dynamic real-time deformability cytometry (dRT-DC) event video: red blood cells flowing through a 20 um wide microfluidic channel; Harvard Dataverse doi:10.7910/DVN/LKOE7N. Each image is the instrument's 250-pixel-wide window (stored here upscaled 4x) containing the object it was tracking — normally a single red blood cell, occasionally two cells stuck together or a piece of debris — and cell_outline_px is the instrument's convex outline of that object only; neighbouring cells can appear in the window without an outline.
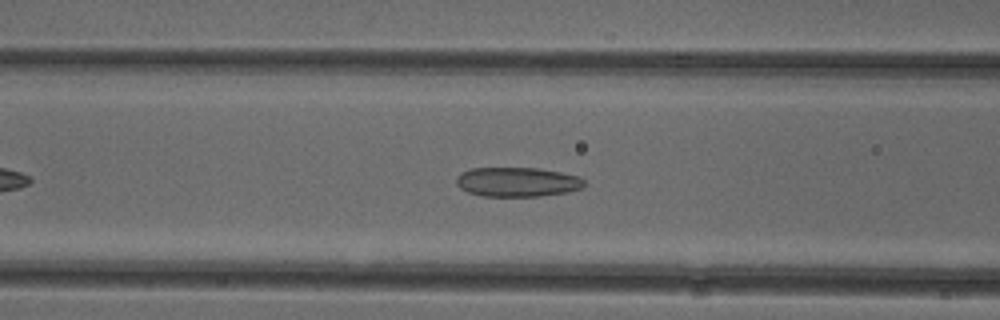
{"species": "common noctule bat (a hibernating species)", "species_latin": "Nyctalus noctula", "temperature_condition": "cold", "stored_images_in_passage": 31, "camera_frame_rate_fps": 3000, "um_per_image_px": 0.085, "animal": {"sex": "female"}, "frame": {"image": 1, "passage_image": 12, "time_ms": 3.667, "image_size_px": [1000, 320], "cell_outline_px": [[584, 184], [580, 188], [568, 192], [540, 196], [480, 196], [468, 192], [460, 188], [456, 184], [456, 176], [460, 172], [472, 168], [540, 168], [580, 176], [584, 180]], "centroid_in_image_um": [43.94, 15.46], "position_along_channel_um": 122.7, "area_um2": 22.08}}
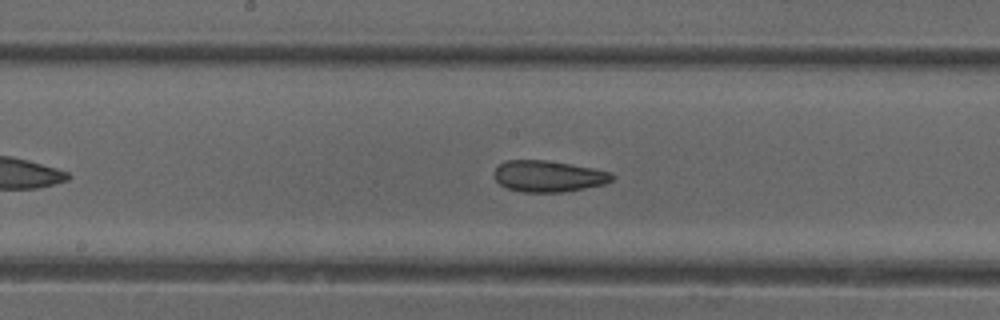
{"frame": {"image": 2, "passage_image": 18, "time_ms": 5.667, "image_size_px": [1000, 320], "cell_outline_px": [[616, 176], [612, 180], [604, 184], [584, 188], [560, 192], [524, 192], [508, 188], [500, 184], [496, 180], [492, 172], [504, 160], [544, 160], [592, 168], [612, 172]], "centroid_in_image_um": [46.6, 14.97], "position_along_channel_um": 201.6, "area_um2": 21.39}}
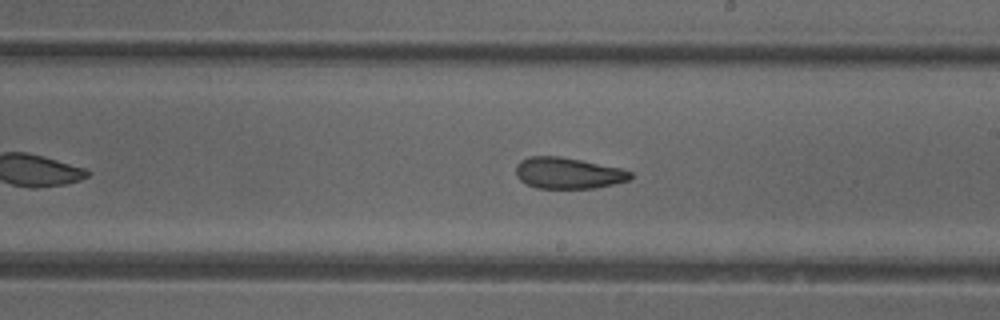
{"frame": {"image": 3, "passage_image": 21, "time_ms": 6.667, "image_size_px": [1000, 320], "cell_outline_px": [[632, 176], [628, 180], [596, 188], [536, 188], [520, 180], [516, 176], [516, 164], [520, 160], [528, 156], [560, 156], [620, 168], [632, 172]], "centroid_in_image_um": [48.25, 14.71], "position_along_channel_um": 240.8, "area_um2": 20.75}}